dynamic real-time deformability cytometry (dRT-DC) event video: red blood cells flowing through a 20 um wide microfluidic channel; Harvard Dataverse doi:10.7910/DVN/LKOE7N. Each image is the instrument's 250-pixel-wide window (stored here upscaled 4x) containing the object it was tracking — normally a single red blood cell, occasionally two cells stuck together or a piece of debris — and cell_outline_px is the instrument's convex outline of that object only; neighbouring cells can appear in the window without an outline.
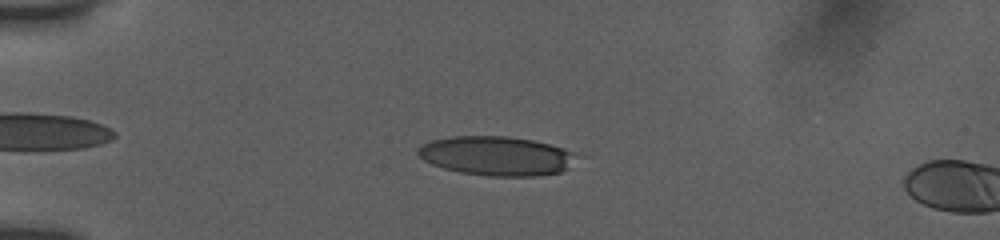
{"species": "human", "species_latin": "Homo sapiens", "temperature_condition": "room temperature", "stored_images_in_passage": 15, "camera_frame_rate_fps": 3000, "um_per_image_px": 0.085, "donor": {"sex": "female"}, "frame": {"image": 1, "passage_image": 11, "time_ms": 3.333, "image_size_px": [1000, 240], "cell_outline_px": [[576, 156], [568, 168], [560, 172], [536, 176], [488, 176], [460, 172], [444, 168], [432, 164], [424, 160], [416, 152], [424, 144], [432, 140], [452, 136], [508, 136], [532, 140], [564, 148], [572, 152]], "centroid_in_image_um": [42.19, 13.25], "position_along_channel_um": 42.8, "area_um2": 35.95}}